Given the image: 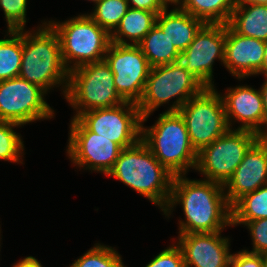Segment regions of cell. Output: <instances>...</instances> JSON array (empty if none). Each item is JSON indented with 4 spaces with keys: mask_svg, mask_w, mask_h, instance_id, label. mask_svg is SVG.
<instances>
[{
    "mask_svg": "<svg viewBox=\"0 0 267 267\" xmlns=\"http://www.w3.org/2000/svg\"><path fill=\"white\" fill-rule=\"evenodd\" d=\"M177 203L182 205L186 221H179V234L213 233L232 226V209L221 184L174 176L169 204L164 210L168 218Z\"/></svg>",
    "mask_w": 267,
    "mask_h": 267,
    "instance_id": "1",
    "label": "cell"
},
{
    "mask_svg": "<svg viewBox=\"0 0 267 267\" xmlns=\"http://www.w3.org/2000/svg\"><path fill=\"white\" fill-rule=\"evenodd\" d=\"M107 176L131 187L163 212L169 204L174 175L154 157L142 140L121 150Z\"/></svg>",
    "mask_w": 267,
    "mask_h": 267,
    "instance_id": "2",
    "label": "cell"
},
{
    "mask_svg": "<svg viewBox=\"0 0 267 267\" xmlns=\"http://www.w3.org/2000/svg\"><path fill=\"white\" fill-rule=\"evenodd\" d=\"M35 31L31 33L22 30L19 77L38 85L46 93L54 86L63 85L65 96L69 71L62 60L59 36L47 21Z\"/></svg>",
    "mask_w": 267,
    "mask_h": 267,
    "instance_id": "3",
    "label": "cell"
},
{
    "mask_svg": "<svg viewBox=\"0 0 267 267\" xmlns=\"http://www.w3.org/2000/svg\"><path fill=\"white\" fill-rule=\"evenodd\" d=\"M143 125L142 142L172 175H186L189 168L195 169L197 152L190 143L185 121L179 112L165 111L155 125L150 128Z\"/></svg>",
    "mask_w": 267,
    "mask_h": 267,
    "instance_id": "4",
    "label": "cell"
},
{
    "mask_svg": "<svg viewBox=\"0 0 267 267\" xmlns=\"http://www.w3.org/2000/svg\"><path fill=\"white\" fill-rule=\"evenodd\" d=\"M206 87L183 64L175 63L152 67L145 83L140 101L137 103L142 123L147 121L162 104L177 98L167 112H178L192 97L200 94Z\"/></svg>",
    "mask_w": 267,
    "mask_h": 267,
    "instance_id": "5",
    "label": "cell"
},
{
    "mask_svg": "<svg viewBox=\"0 0 267 267\" xmlns=\"http://www.w3.org/2000/svg\"><path fill=\"white\" fill-rule=\"evenodd\" d=\"M48 23L59 36L62 60L68 71L104 60L111 44V35L88 14L78 15L61 23Z\"/></svg>",
    "mask_w": 267,
    "mask_h": 267,
    "instance_id": "6",
    "label": "cell"
},
{
    "mask_svg": "<svg viewBox=\"0 0 267 267\" xmlns=\"http://www.w3.org/2000/svg\"><path fill=\"white\" fill-rule=\"evenodd\" d=\"M65 99L79 114L118 106L125 100L118 94L114 74L105 60L87 63L69 71Z\"/></svg>",
    "mask_w": 267,
    "mask_h": 267,
    "instance_id": "7",
    "label": "cell"
},
{
    "mask_svg": "<svg viewBox=\"0 0 267 267\" xmlns=\"http://www.w3.org/2000/svg\"><path fill=\"white\" fill-rule=\"evenodd\" d=\"M259 138L256 132L230 128L197 153L195 170L206 177L204 180L224 186Z\"/></svg>",
    "mask_w": 267,
    "mask_h": 267,
    "instance_id": "8",
    "label": "cell"
},
{
    "mask_svg": "<svg viewBox=\"0 0 267 267\" xmlns=\"http://www.w3.org/2000/svg\"><path fill=\"white\" fill-rule=\"evenodd\" d=\"M214 88H205L178 110L197 153L230 129L223 99Z\"/></svg>",
    "mask_w": 267,
    "mask_h": 267,
    "instance_id": "9",
    "label": "cell"
},
{
    "mask_svg": "<svg viewBox=\"0 0 267 267\" xmlns=\"http://www.w3.org/2000/svg\"><path fill=\"white\" fill-rule=\"evenodd\" d=\"M76 118L88 130L117 143L122 149L141 140L142 116L135 103L125 101L115 107L92 109Z\"/></svg>",
    "mask_w": 267,
    "mask_h": 267,
    "instance_id": "10",
    "label": "cell"
},
{
    "mask_svg": "<svg viewBox=\"0 0 267 267\" xmlns=\"http://www.w3.org/2000/svg\"><path fill=\"white\" fill-rule=\"evenodd\" d=\"M45 94L38 85L19 76L0 81V121L22 126L52 118L54 110L44 100Z\"/></svg>",
    "mask_w": 267,
    "mask_h": 267,
    "instance_id": "11",
    "label": "cell"
},
{
    "mask_svg": "<svg viewBox=\"0 0 267 267\" xmlns=\"http://www.w3.org/2000/svg\"><path fill=\"white\" fill-rule=\"evenodd\" d=\"M104 60L114 74L118 94L137 104L143 94L151 66L138 45H120L111 42Z\"/></svg>",
    "mask_w": 267,
    "mask_h": 267,
    "instance_id": "12",
    "label": "cell"
},
{
    "mask_svg": "<svg viewBox=\"0 0 267 267\" xmlns=\"http://www.w3.org/2000/svg\"><path fill=\"white\" fill-rule=\"evenodd\" d=\"M67 153L73 164L108 174L122 148L88 130L77 118L71 119Z\"/></svg>",
    "mask_w": 267,
    "mask_h": 267,
    "instance_id": "13",
    "label": "cell"
},
{
    "mask_svg": "<svg viewBox=\"0 0 267 267\" xmlns=\"http://www.w3.org/2000/svg\"><path fill=\"white\" fill-rule=\"evenodd\" d=\"M226 24H205L181 53L180 62L206 88L214 87L213 63L224 62Z\"/></svg>",
    "mask_w": 267,
    "mask_h": 267,
    "instance_id": "14",
    "label": "cell"
},
{
    "mask_svg": "<svg viewBox=\"0 0 267 267\" xmlns=\"http://www.w3.org/2000/svg\"><path fill=\"white\" fill-rule=\"evenodd\" d=\"M221 232L179 234L185 267H229V239Z\"/></svg>",
    "mask_w": 267,
    "mask_h": 267,
    "instance_id": "15",
    "label": "cell"
},
{
    "mask_svg": "<svg viewBox=\"0 0 267 267\" xmlns=\"http://www.w3.org/2000/svg\"><path fill=\"white\" fill-rule=\"evenodd\" d=\"M267 184V145L259 138L245 153L233 175L223 186L232 207L244 195Z\"/></svg>",
    "mask_w": 267,
    "mask_h": 267,
    "instance_id": "16",
    "label": "cell"
},
{
    "mask_svg": "<svg viewBox=\"0 0 267 267\" xmlns=\"http://www.w3.org/2000/svg\"><path fill=\"white\" fill-rule=\"evenodd\" d=\"M221 97L229 128L232 127L231 122L234 119L242 123L237 129L250 130L259 136L263 134L266 129H264L265 116L260 89L257 91L249 86H236L227 88V93Z\"/></svg>",
    "mask_w": 267,
    "mask_h": 267,
    "instance_id": "17",
    "label": "cell"
},
{
    "mask_svg": "<svg viewBox=\"0 0 267 267\" xmlns=\"http://www.w3.org/2000/svg\"><path fill=\"white\" fill-rule=\"evenodd\" d=\"M264 56V41L239 35L226 24L223 65L237 79L257 75Z\"/></svg>",
    "mask_w": 267,
    "mask_h": 267,
    "instance_id": "18",
    "label": "cell"
},
{
    "mask_svg": "<svg viewBox=\"0 0 267 267\" xmlns=\"http://www.w3.org/2000/svg\"><path fill=\"white\" fill-rule=\"evenodd\" d=\"M168 6L156 17V24L176 49L182 53L195 38L205 23L177 6L171 11Z\"/></svg>",
    "mask_w": 267,
    "mask_h": 267,
    "instance_id": "19",
    "label": "cell"
},
{
    "mask_svg": "<svg viewBox=\"0 0 267 267\" xmlns=\"http://www.w3.org/2000/svg\"><path fill=\"white\" fill-rule=\"evenodd\" d=\"M156 17L155 12L129 8L118 27L111 34V42L120 45H138L156 24ZM123 37L133 43H127Z\"/></svg>",
    "mask_w": 267,
    "mask_h": 267,
    "instance_id": "20",
    "label": "cell"
},
{
    "mask_svg": "<svg viewBox=\"0 0 267 267\" xmlns=\"http://www.w3.org/2000/svg\"><path fill=\"white\" fill-rule=\"evenodd\" d=\"M228 25L239 35L267 41V5H236Z\"/></svg>",
    "mask_w": 267,
    "mask_h": 267,
    "instance_id": "21",
    "label": "cell"
},
{
    "mask_svg": "<svg viewBox=\"0 0 267 267\" xmlns=\"http://www.w3.org/2000/svg\"><path fill=\"white\" fill-rule=\"evenodd\" d=\"M138 46L151 68L180 61L181 53L157 24L145 35Z\"/></svg>",
    "mask_w": 267,
    "mask_h": 267,
    "instance_id": "22",
    "label": "cell"
},
{
    "mask_svg": "<svg viewBox=\"0 0 267 267\" xmlns=\"http://www.w3.org/2000/svg\"><path fill=\"white\" fill-rule=\"evenodd\" d=\"M180 8L205 24H228L235 0H182Z\"/></svg>",
    "mask_w": 267,
    "mask_h": 267,
    "instance_id": "23",
    "label": "cell"
},
{
    "mask_svg": "<svg viewBox=\"0 0 267 267\" xmlns=\"http://www.w3.org/2000/svg\"><path fill=\"white\" fill-rule=\"evenodd\" d=\"M0 39V81L19 76L22 61V30L7 32Z\"/></svg>",
    "mask_w": 267,
    "mask_h": 267,
    "instance_id": "24",
    "label": "cell"
},
{
    "mask_svg": "<svg viewBox=\"0 0 267 267\" xmlns=\"http://www.w3.org/2000/svg\"><path fill=\"white\" fill-rule=\"evenodd\" d=\"M232 221L267 218V184L244 195L232 207Z\"/></svg>",
    "mask_w": 267,
    "mask_h": 267,
    "instance_id": "25",
    "label": "cell"
},
{
    "mask_svg": "<svg viewBox=\"0 0 267 267\" xmlns=\"http://www.w3.org/2000/svg\"><path fill=\"white\" fill-rule=\"evenodd\" d=\"M94 8L88 15L111 35L130 7L127 0H100Z\"/></svg>",
    "mask_w": 267,
    "mask_h": 267,
    "instance_id": "26",
    "label": "cell"
},
{
    "mask_svg": "<svg viewBox=\"0 0 267 267\" xmlns=\"http://www.w3.org/2000/svg\"><path fill=\"white\" fill-rule=\"evenodd\" d=\"M70 267H126L120 254L112 247L96 243Z\"/></svg>",
    "mask_w": 267,
    "mask_h": 267,
    "instance_id": "27",
    "label": "cell"
},
{
    "mask_svg": "<svg viewBox=\"0 0 267 267\" xmlns=\"http://www.w3.org/2000/svg\"><path fill=\"white\" fill-rule=\"evenodd\" d=\"M18 126L21 127L16 123L0 121V160L23 163L20 159L23 156L24 144L21 136L13 130Z\"/></svg>",
    "mask_w": 267,
    "mask_h": 267,
    "instance_id": "28",
    "label": "cell"
},
{
    "mask_svg": "<svg viewBox=\"0 0 267 267\" xmlns=\"http://www.w3.org/2000/svg\"><path fill=\"white\" fill-rule=\"evenodd\" d=\"M0 7L8 24L7 31L25 29L27 0H0Z\"/></svg>",
    "mask_w": 267,
    "mask_h": 267,
    "instance_id": "29",
    "label": "cell"
},
{
    "mask_svg": "<svg viewBox=\"0 0 267 267\" xmlns=\"http://www.w3.org/2000/svg\"><path fill=\"white\" fill-rule=\"evenodd\" d=\"M237 224L247 226L251 232L253 249L248 252L267 256V218L254 221H232V226Z\"/></svg>",
    "mask_w": 267,
    "mask_h": 267,
    "instance_id": "30",
    "label": "cell"
},
{
    "mask_svg": "<svg viewBox=\"0 0 267 267\" xmlns=\"http://www.w3.org/2000/svg\"><path fill=\"white\" fill-rule=\"evenodd\" d=\"M145 267H185V262L180 247L173 244L155 256Z\"/></svg>",
    "mask_w": 267,
    "mask_h": 267,
    "instance_id": "31",
    "label": "cell"
},
{
    "mask_svg": "<svg viewBox=\"0 0 267 267\" xmlns=\"http://www.w3.org/2000/svg\"><path fill=\"white\" fill-rule=\"evenodd\" d=\"M266 259V255L251 253L244 249L232 254L229 267H264Z\"/></svg>",
    "mask_w": 267,
    "mask_h": 267,
    "instance_id": "32",
    "label": "cell"
},
{
    "mask_svg": "<svg viewBox=\"0 0 267 267\" xmlns=\"http://www.w3.org/2000/svg\"><path fill=\"white\" fill-rule=\"evenodd\" d=\"M127 2L131 3L130 8L148 10L157 15L167 7L162 0H127Z\"/></svg>",
    "mask_w": 267,
    "mask_h": 267,
    "instance_id": "33",
    "label": "cell"
},
{
    "mask_svg": "<svg viewBox=\"0 0 267 267\" xmlns=\"http://www.w3.org/2000/svg\"><path fill=\"white\" fill-rule=\"evenodd\" d=\"M13 267H43L41 263L33 256H28L14 264Z\"/></svg>",
    "mask_w": 267,
    "mask_h": 267,
    "instance_id": "34",
    "label": "cell"
},
{
    "mask_svg": "<svg viewBox=\"0 0 267 267\" xmlns=\"http://www.w3.org/2000/svg\"><path fill=\"white\" fill-rule=\"evenodd\" d=\"M260 88L262 98H263V108H264V116H265V129L267 130V75L265 76V82Z\"/></svg>",
    "mask_w": 267,
    "mask_h": 267,
    "instance_id": "35",
    "label": "cell"
},
{
    "mask_svg": "<svg viewBox=\"0 0 267 267\" xmlns=\"http://www.w3.org/2000/svg\"><path fill=\"white\" fill-rule=\"evenodd\" d=\"M257 74L267 75V41H264V56L261 69L257 72Z\"/></svg>",
    "mask_w": 267,
    "mask_h": 267,
    "instance_id": "36",
    "label": "cell"
},
{
    "mask_svg": "<svg viewBox=\"0 0 267 267\" xmlns=\"http://www.w3.org/2000/svg\"><path fill=\"white\" fill-rule=\"evenodd\" d=\"M236 5H267V0H235Z\"/></svg>",
    "mask_w": 267,
    "mask_h": 267,
    "instance_id": "37",
    "label": "cell"
},
{
    "mask_svg": "<svg viewBox=\"0 0 267 267\" xmlns=\"http://www.w3.org/2000/svg\"><path fill=\"white\" fill-rule=\"evenodd\" d=\"M167 6L171 3V5H172V3L176 6V5H178L179 6V4L182 2V0H162ZM169 3V4H168Z\"/></svg>",
    "mask_w": 267,
    "mask_h": 267,
    "instance_id": "38",
    "label": "cell"
},
{
    "mask_svg": "<svg viewBox=\"0 0 267 267\" xmlns=\"http://www.w3.org/2000/svg\"><path fill=\"white\" fill-rule=\"evenodd\" d=\"M262 141L267 145V130L263 132V134L260 136Z\"/></svg>",
    "mask_w": 267,
    "mask_h": 267,
    "instance_id": "39",
    "label": "cell"
},
{
    "mask_svg": "<svg viewBox=\"0 0 267 267\" xmlns=\"http://www.w3.org/2000/svg\"><path fill=\"white\" fill-rule=\"evenodd\" d=\"M89 1H93V2L96 4V3L99 2L100 0H89Z\"/></svg>",
    "mask_w": 267,
    "mask_h": 267,
    "instance_id": "40",
    "label": "cell"
},
{
    "mask_svg": "<svg viewBox=\"0 0 267 267\" xmlns=\"http://www.w3.org/2000/svg\"><path fill=\"white\" fill-rule=\"evenodd\" d=\"M264 267H267V259L265 260V266Z\"/></svg>",
    "mask_w": 267,
    "mask_h": 267,
    "instance_id": "41",
    "label": "cell"
}]
</instances>
